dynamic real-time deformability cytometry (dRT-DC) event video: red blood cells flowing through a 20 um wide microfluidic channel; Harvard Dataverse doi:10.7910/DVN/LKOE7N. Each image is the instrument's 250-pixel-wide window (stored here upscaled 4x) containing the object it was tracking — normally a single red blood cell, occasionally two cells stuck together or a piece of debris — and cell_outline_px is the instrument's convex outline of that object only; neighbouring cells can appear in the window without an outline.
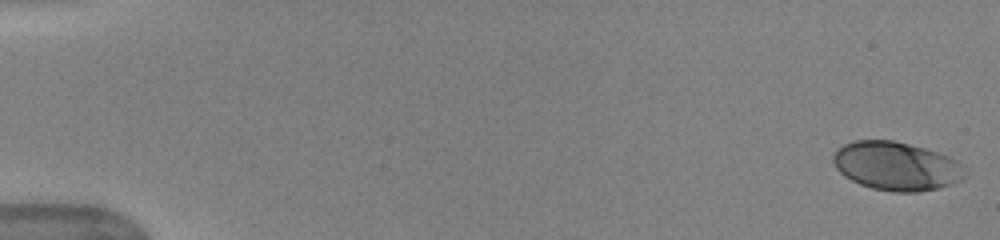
{"species": "human", "species_latin": "Homo sapiens", "temperature_condition": "warm", "stored_images_in_passage": 51, "camera_frame_rate_fps": 3000, "um_per_image_px": 0.085, "donor": {"sex": "female"}, "frame": {"image": 1, "passage_image": 1, "time_ms": 0.0, "image_size_px": [1000, 240], "cell_outline_px": [[964, 176], [960, 180], [952, 184], [940, 188], [920, 192], [896, 192], [872, 188], [860, 184], [844, 176], [836, 168], [832, 160], [832, 156], [836, 148], [844, 144], [856, 140], [892, 140], [924, 148], [948, 156], [956, 160], [960, 164]], "centroid_in_image_um": [76.14, 14.12], "position_along_channel_um": 8.9, "area_um2": 37.17}}
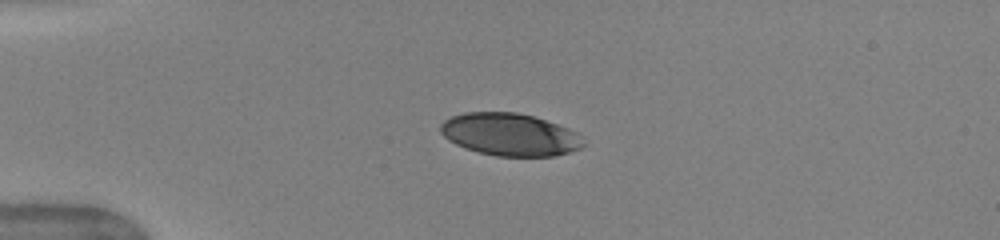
{"frame": {"image": 2, "passage_image": 13, "time_ms": 4.0, "image_size_px": [1000, 240], "cell_outline_px": [[584, 144], [580, 148], [568, 152], [552, 156], [496, 156], [480, 152], [456, 144], [448, 140], [440, 132], [440, 124], [444, 120], [452, 116], [464, 112], [516, 112], [532, 116], [568, 128], [576, 132]], "centroid_in_image_um": [43.3, 11.43], "position_along_channel_um": 41.7, "area_um2": 34.97}}
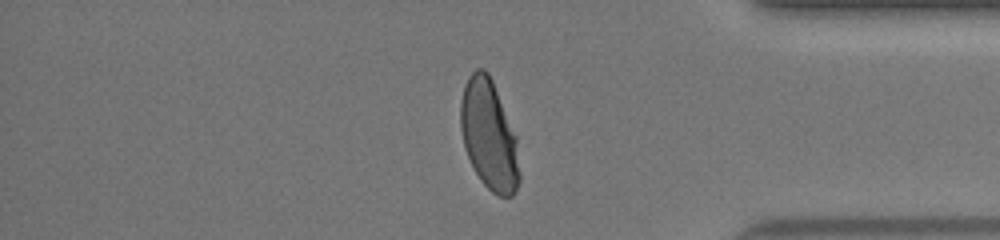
{"frame": {"image": 3, "passage_image": 43, "time_ms": 14.0, "image_size_px": [1000, 240], "cell_outline_px": [[520, 180], [516, 192], [512, 196], [496, 196], [480, 180], [468, 156], [464, 144], [460, 128], [460, 100], [464, 84], [468, 76], [476, 68], [484, 68], [488, 72], [492, 80], [516, 136], [520, 172]], "centroid_in_image_um": [41.57, 11.48], "position_along_channel_um": 393.6, "area_um2": 37.74}, "authors_computed_cell_mechanics": {"area_um2": 38.2058, "velocity_mm_per_s": 4.037, "shape_relaxation_time_tau1_ms": 3.1424, "shape_relaxation_time_tau2_ms": null, "deformation_change_tau1": 0.1638, "deformation_change_tau2": null}}